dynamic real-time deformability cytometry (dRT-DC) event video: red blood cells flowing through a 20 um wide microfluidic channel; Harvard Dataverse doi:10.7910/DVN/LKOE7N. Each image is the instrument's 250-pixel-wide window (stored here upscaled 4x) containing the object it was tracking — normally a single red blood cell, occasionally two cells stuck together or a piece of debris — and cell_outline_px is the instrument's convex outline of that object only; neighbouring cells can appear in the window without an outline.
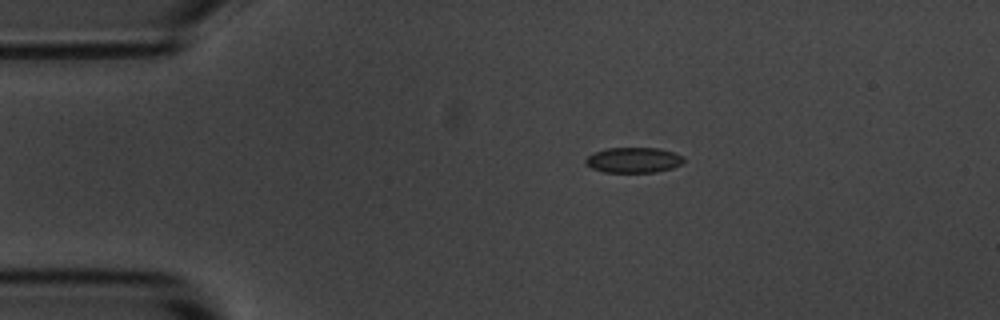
{"species": "common noctule bat (a hibernating species)", "species_latin": "Nyctalus noctula", "temperature_condition": "room temperature", "stored_images_in_passage": 45, "camera_frame_rate_fps": 3000, "um_per_image_px": 0.085, "animal": {"sex": "male", "body_mass_g": 20.1, "forearm_length_mm": 53.5}, "frame": {"image": 1, "passage_image": 1, "time_ms": 0.0, "image_size_px": [1000, 320], "cell_outline_px": [[684, 160], [680, 164], [672, 168], [656, 172], [604, 172], [592, 168], [584, 164], [584, 160], [588, 156], [596, 152], [608, 148], [656, 148], [672, 152], [684, 156]], "centroid_in_image_um": [53.83, 13.61], "position_along_channel_um": 31.2, "area_um2": 14.39}}
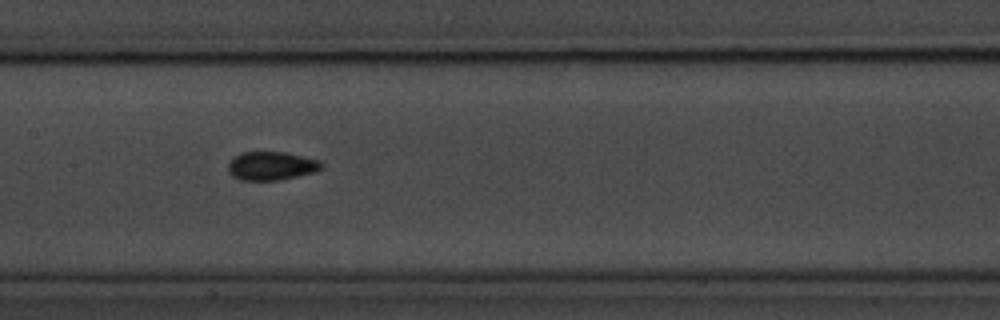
{"frame": {"image": 2, "passage_image": 17, "time_ms": 5.333, "image_size_px": [1000, 320], "cell_outline_px": [[324, 164], [316, 172], [280, 180], [240, 180], [232, 176], [228, 172], [228, 164], [232, 156], [240, 152], [284, 152], [320, 160]], "centroid_in_image_um": [23.04, 14.1], "position_along_channel_um": 184.4, "area_um2": 15.72}}
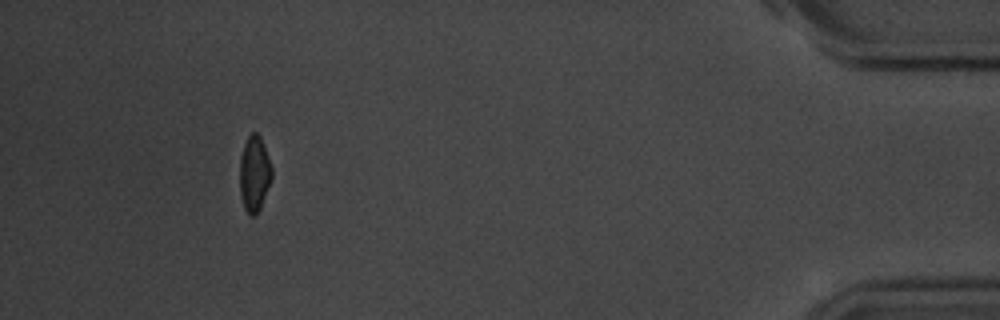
{"frame": {"image": 3, "passage_image": 41, "time_ms": 13.333, "image_size_px": [1000, 320], "cell_outline_px": [[272, 176], [260, 208], [256, 216], [252, 216], [244, 208], [240, 196], [240, 156], [244, 144], [248, 136], [252, 132], [256, 132], [260, 136], [272, 168]], "centroid_in_image_um": [21.6, 14.76], "position_along_channel_um": 413.6, "area_um2": 13.99}, "authors_computed_cell_mechanics": {"area_um2": 14.739, "velocity_mm_per_s": 3.6768, "shape_relaxation_time_tau1_ms": 5.4154, "shape_relaxation_time_tau2_ms": 1.9537, "deformation_change_tau1": 0.1062, "deformation_change_tau2": 0.07}}